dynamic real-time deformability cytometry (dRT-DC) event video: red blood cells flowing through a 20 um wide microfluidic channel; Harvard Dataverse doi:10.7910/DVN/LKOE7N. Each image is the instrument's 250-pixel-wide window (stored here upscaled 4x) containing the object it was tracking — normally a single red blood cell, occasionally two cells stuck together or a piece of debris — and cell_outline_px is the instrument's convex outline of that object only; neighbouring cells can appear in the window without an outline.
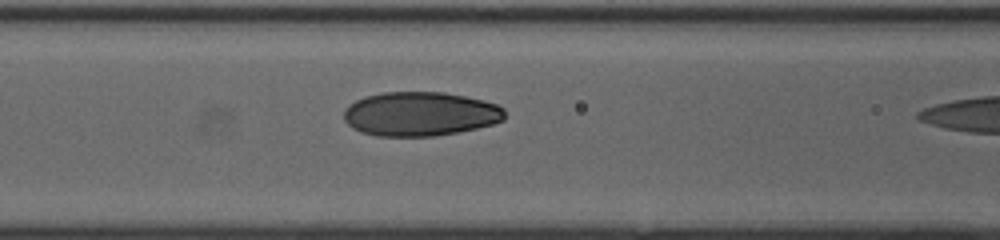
{"species": "human", "species_latin": "Homo sapiens", "temperature_condition": "cold", "stored_images_in_passage": 19, "camera_frame_rate_fps": 3000, "um_per_image_px": 0.085, "donor": {"sex": "female"}, "frame": {"image": 1, "passage_image": 18, "time_ms": 5.667, "image_size_px": [1000, 240], "cell_outline_px": [[504, 120], [492, 124], [476, 128], [456, 132], [432, 136], [376, 136], [360, 132], [352, 128], [344, 120], [344, 108], [348, 104], [364, 96], [384, 92], [444, 92], [484, 100], [496, 104], [504, 108]], "centroid_in_image_um": [35.68, 9.68], "position_along_channel_um": 130.9, "area_um2": 41.56}}